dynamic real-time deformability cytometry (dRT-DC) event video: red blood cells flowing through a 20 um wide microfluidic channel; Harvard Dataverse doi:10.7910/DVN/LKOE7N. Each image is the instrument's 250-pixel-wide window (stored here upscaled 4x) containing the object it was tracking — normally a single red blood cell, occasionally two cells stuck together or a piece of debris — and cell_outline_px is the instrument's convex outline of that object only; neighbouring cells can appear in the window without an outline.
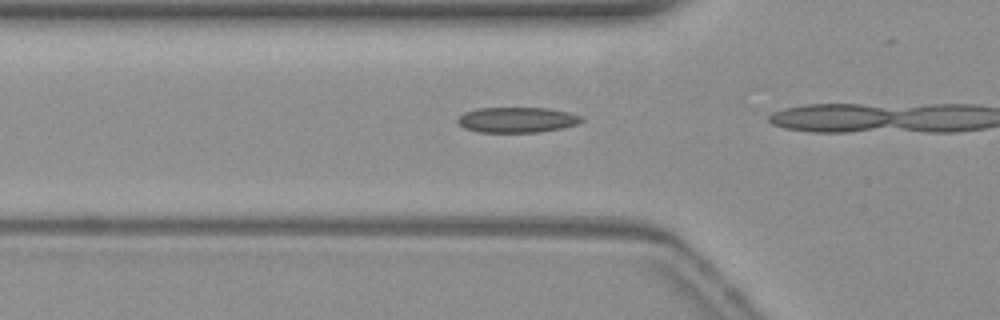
{"species": "common noctule bat (a hibernating species)", "species_latin": "Nyctalus noctula", "temperature_condition": "warm", "stored_images_in_passage": 10, "camera_frame_rate_fps": 3000, "um_per_image_px": 0.085, "animal": {"sex": "female", "body_mass_g": 19.3, "forearm_length_mm": 54.1}, "frame": {"image": 1, "passage_image": 2, "time_ms": 0.333, "image_size_px": [1000, 320], "cell_outline_px": [[584, 120], [576, 124], [560, 128], [540, 132], [476, 132], [464, 128], [456, 120], [464, 112], [476, 108], [548, 108], [568, 112], [584, 116]], "centroid_in_image_um": [43.94, 10.18], "position_along_channel_um": 81.9, "area_um2": 18.38}}